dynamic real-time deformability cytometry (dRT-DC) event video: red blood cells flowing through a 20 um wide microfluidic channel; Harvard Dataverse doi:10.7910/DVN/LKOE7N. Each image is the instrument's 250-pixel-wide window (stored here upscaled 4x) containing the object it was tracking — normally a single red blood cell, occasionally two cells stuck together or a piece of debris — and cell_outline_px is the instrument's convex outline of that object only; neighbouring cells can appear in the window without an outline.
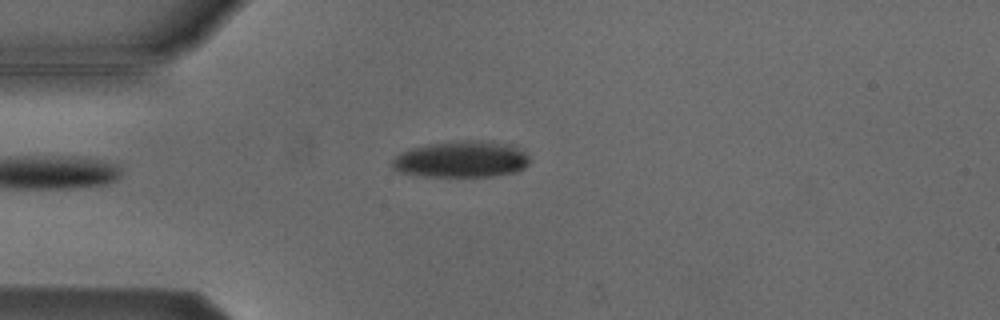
{"species": "Egyptian fruit bat (a non-hibernating species)", "species_latin": "Rousettus aegyptiacus", "temperature_condition": "cold", "stored_images_in_passage": 2, "camera_frame_rate_fps": 3000, "um_per_image_px": 0.085, "animal": {"sex": "male"}, "frame": {"image": 1, "passage_image": 2, "time_ms": 1.0, "image_size_px": [1000, 320], "cell_outline_px": [[532, 160], [524, 168], [516, 172], [492, 176], [424, 176], [400, 172], [392, 168], [388, 164], [400, 152], [412, 148], [428, 144], [452, 140], [476, 140], [516, 144]], "centroid_in_image_um": [39.24, 13.52], "position_along_channel_um": 45.8, "area_um2": 29.65}}